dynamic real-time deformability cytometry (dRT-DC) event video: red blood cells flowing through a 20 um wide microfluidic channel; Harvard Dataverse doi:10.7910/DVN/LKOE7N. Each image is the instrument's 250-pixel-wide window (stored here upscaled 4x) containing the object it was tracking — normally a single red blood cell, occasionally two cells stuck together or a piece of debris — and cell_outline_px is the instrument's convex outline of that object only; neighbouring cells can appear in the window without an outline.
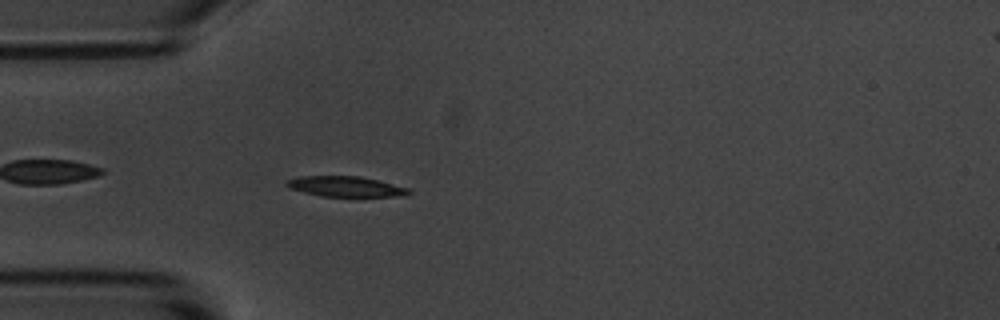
{"species": "common noctule bat (a hibernating species)", "species_latin": "Nyctalus noctula", "temperature_condition": "room temperature", "stored_images_in_passage": 43, "camera_frame_rate_fps": 3000, "um_per_image_px": 0.085, "animal": {"sex": "male", "body_mass_g": 20.1, "forearm_length_mm": 53.5}, "frame": {"image": 1, "passage_image": 4, "time_ms": 1.0, "image_size_px": [1000, 320], "cell_outline_px": [[412, 192], [404, 196], [320, 196], [288, 188], [284, 184], [288, 180], [300, 176], [360, 176], [408, 188]], "centroid_in_image_um": [29.34, 15.85], "position_along_channel_um": 55.7, "area_um2": 14.33}}
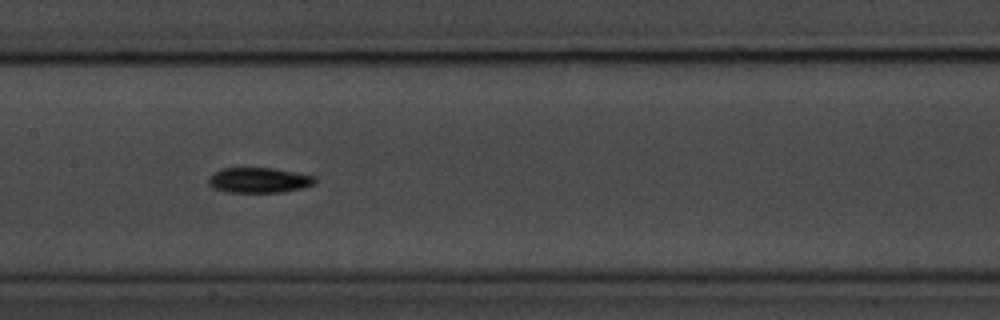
{"frame": {"image": 2, "passage_image": 15, "time_ms": 4.667, "image_size_px": [1000, 320], "cell_outline_px": [[316, 184], [300, 188], [280, 192], [228, 192], [212, 188], [208, 184], [208, 176], [212, 172], [220, 168], [272, 168], [316, 176]], "centroid_in_image_um": [21.96, 15.31], "position_along_channel_um": 185.4, "area_um2": 15.78}}
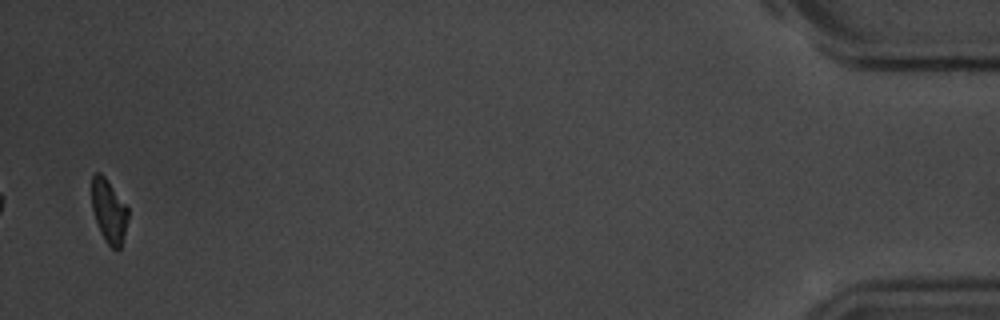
{"frame": {"image": 3, "passage_image": 42, "time_ms": 13.667, "image_size_px": [1000, 320], "cell_outline_px": [[128, 220], [120, 248], [116, 252], [104, 240], [100, 232], [92, 208], [92, 172], [100, 172], [104, 176], [128, 208]], "centroid_in_image_um": [9.25, 17.96], "position_along_channel_um": 426.0, "area_um2": 13.35}, "authors_computed_cell_mechanics": {"area_um2": 14.9702, "velocity_mm_per_s": 3.6618, "shape_relaxation_time_tau1_ms": 2.7732, "shape_relaxation_time_tau2_ms": 8.0252, "deformation_change_tau1": 0.1402, "deformation_change_tau2": 0.1291}}